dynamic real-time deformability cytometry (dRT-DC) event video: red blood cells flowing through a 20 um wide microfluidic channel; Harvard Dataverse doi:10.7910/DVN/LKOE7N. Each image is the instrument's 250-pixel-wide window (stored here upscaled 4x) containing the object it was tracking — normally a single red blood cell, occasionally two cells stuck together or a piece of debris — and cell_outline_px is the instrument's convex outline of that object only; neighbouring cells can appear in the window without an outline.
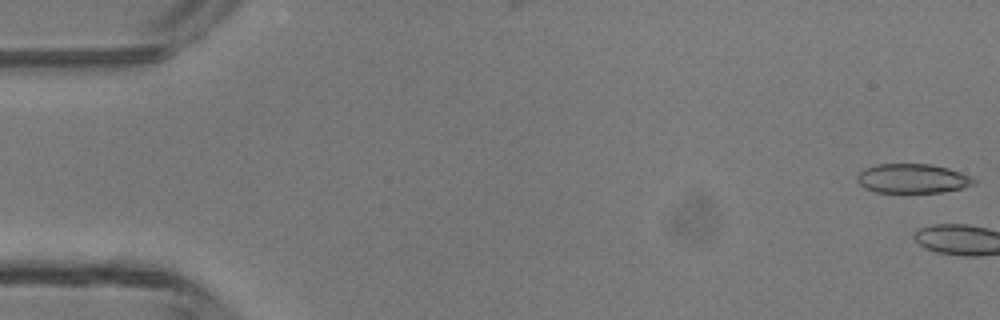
{"species": "common noctule bat (a hibernating species)", "species_latin": "Nyctalus noctula", "temperature_condition": "room temperature", "stored_images_in_passage": 3, "camera_frame_rate_fps": 3000, "um_per_image_px": 0.085, "animal": {"sex": "male", "body_mass_g": 13.3}, "frame": {"image": 1, "passage_image": 1, "time_ms": 0.0, "image_size_px": [1000, 320], "cell_outline_px": [[976, 184], [960, 188], [940, 192], [876, 192], [864, 188], [856, 180], [856, 176], [864, 168], [876, 164], [928, 164], [948, 168], [972, 176], [976, 180]], "centroid_in_image_um": [77.55, 15.17], "position_along_channel_um": 7.5, "area_um2": 19.94}}